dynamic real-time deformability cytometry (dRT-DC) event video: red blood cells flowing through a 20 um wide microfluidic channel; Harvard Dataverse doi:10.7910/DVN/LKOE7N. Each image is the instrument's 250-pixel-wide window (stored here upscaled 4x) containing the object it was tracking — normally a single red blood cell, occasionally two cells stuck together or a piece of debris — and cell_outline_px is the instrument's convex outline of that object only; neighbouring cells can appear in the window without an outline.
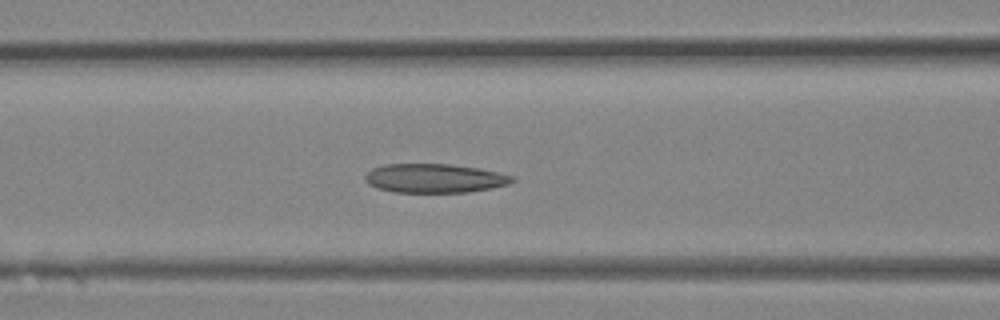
{"species": "Egyptian fruit bat (a non-hibernating species)", "species_latin": "Rousettus aegyptiacus", "temperature_condition": "room temperature", "stored_images_in_passage": 33, "camera_frame_rate_fps": 3000, "um_per_image_px": 0.085, "animal": {"sex": "female"}, "frame": {"image": 1, "passage_image": 13, "time_ms": 4.0, "image_size_px": [1000, 320], "cell_outline_px": [[516, 180], [508, 184], [492, 188], [468, 192], [392, 192], [376, 188], [368, 184], [364, 180], [364, 176], [372, 168], [384, 164], [448, 164], [480, 168], [516, 176]], "centroid_in_image_um": [36.94, 15.15], "position_along_channel_um": 129.7, "area_um2": 25.09}}
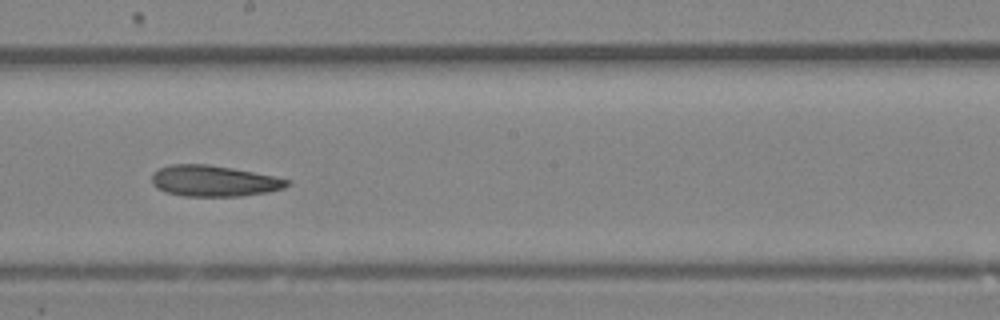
{"frame": {"image": 2, "passage_image": 18, "time_ms": 5.667, "image_size_px": [1000, 320], "cell_outline_px": [[292, 184], [284, 188], [268, 192], [240, 196], [184, 196], [168, 192], [156, 188], [152, 184], [152, 172], [160, 168], [172, 164], [208, 164], [232, 168], [292, 180]], "centroid_in_image_um": [18.19, 15.38], "position_along_channel_um": 230.0, "area_um2": 24.45}}
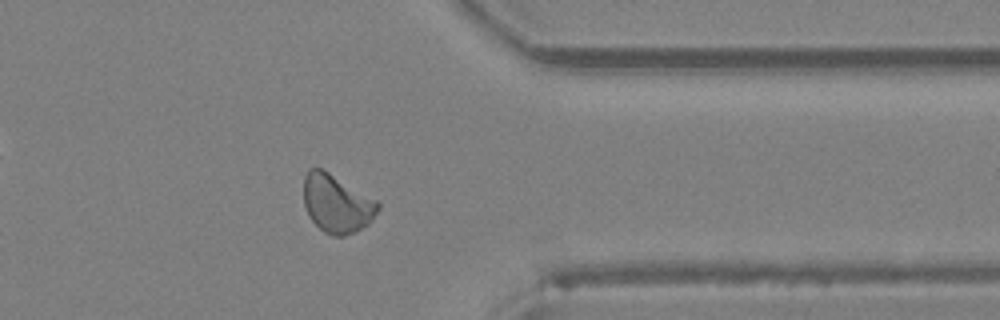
{"frame": {"image": 3, "passage_image": 26, "time_ms": 8.333, "image_size_px": [1000, 320], "cell_outline_px": [[380, 208], [372, 220], [368, 224], [356, 232], [344, 236], [332, 236], [324, 232], [308, 216], [304, 204], [304, 176], [312, 168], [320, 168], [328, 172], [380, 200]], "centroid_in_image_um": [28.67, 17.32], "position_along_channel_um": 382.7, "area_um2": 25.43}}